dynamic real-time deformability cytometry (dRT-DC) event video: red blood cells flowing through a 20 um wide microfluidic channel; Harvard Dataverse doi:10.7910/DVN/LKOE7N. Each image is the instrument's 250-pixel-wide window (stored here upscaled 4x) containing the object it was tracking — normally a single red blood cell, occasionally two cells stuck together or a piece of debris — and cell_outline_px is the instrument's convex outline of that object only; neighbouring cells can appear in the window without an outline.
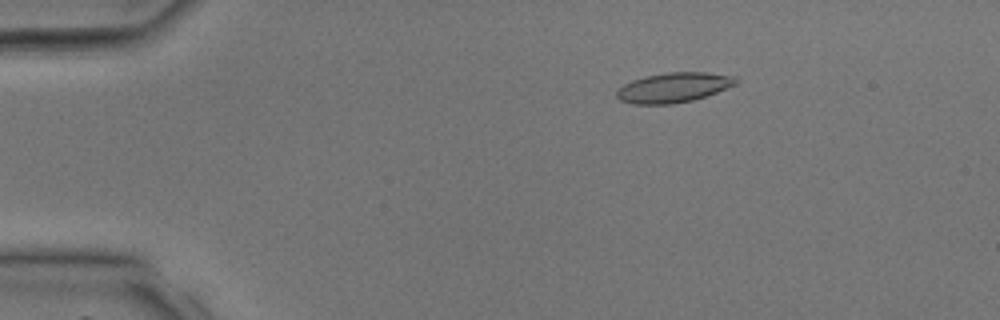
{"species": "common noctule bat (a hibernating species)", "species_latin": "Nyctalus noctula", "temperature_condition": "room temperature", "stored_images_in_passage": 39, "camera_frame_rate_fps": 3000, "um_per_image_px": 0.085, "animal": {"sex": "male", "body_mass_g": 17.9, "forearm_length_mm": 54.2}, "frame": {"image": 1, "passage_image": 7, "time_ms": 2.0, "image_size_px": [1000, 320], "cell_outline_px": [[740, 80], [736, 84], [716, 92], [692, 100], [672, 104], [632, 104], [620, 100], [616, 96], [616, 92], [624, 84], [632, 80], [648, 76], [668, 72], [704, 72], [736, 76]], "centroid_in_image_um": [57.27, 7.44], "position_along_channel_um": 27.7, "area_um2": 20.58}}
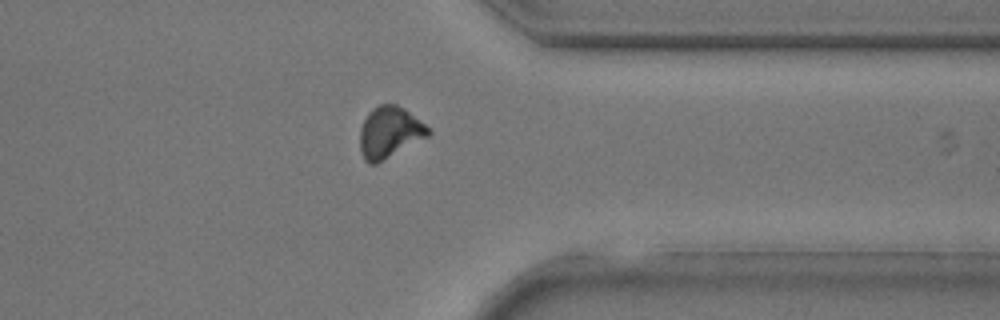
{"frame": {"image": 2, "passage_image": 31, "time_ms": 10.0, "image_size_px": [1000, 320], "cell_outline_px": [[432, 132], [428, 136], [376, 164], [368, 164], [364, 160], [360, 152], [360, 128], [368, 112], [372, 108], [380, 104], [396, 104], [404, 108], [424, 124]], "centroid_in_image_um": [33.07, 11.25], "position_along_channel_um": 378.3, "area_um2": 20.35}}
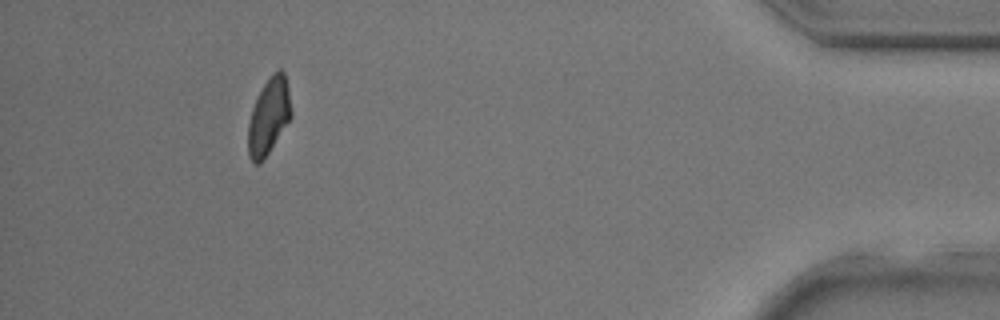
{"frame": {"image": 3, "passage_image": 36, "time_ms": 11.667, "image_size_px": [1000, 320], "cell_outline_px": [[292, 116], [264, 160], [260, 164], [252, 164], [248, 156], [248, 124], [252, 108], [264, 84], [272, 72], [276, 68], [280, 68], [284, 72], [288, 88], [292, 112]], "centroid_in_image_um": [22.84, 9.91], "position_along_channel_um": 412.4, "area_um2": 19.31}}